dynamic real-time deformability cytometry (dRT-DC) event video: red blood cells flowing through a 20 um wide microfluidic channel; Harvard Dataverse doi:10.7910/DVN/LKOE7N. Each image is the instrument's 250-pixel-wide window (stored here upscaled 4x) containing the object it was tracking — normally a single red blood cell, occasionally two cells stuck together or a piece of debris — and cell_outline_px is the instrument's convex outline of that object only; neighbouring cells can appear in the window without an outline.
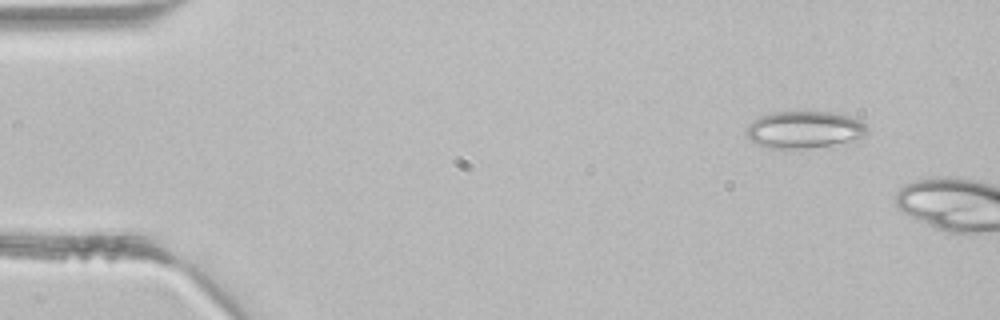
{"species": "common noctule bat (a hibernating species)", "species_latin": "Nyctalus noctula", "temperature_condition": "room temperature", "stored_images_in_passage": 2, "camera_frame_rate_fps": 3000, "um_per_image_px": 0.085, "animal": {"sex": "male", "body_mass_g": 21.5, "forearm_length_mm": 52.0}, "frame": {"image": 1, "passage_image": 1, "time_ms": 0.0, "image_size_px": [1000, 320], "cell_outline_px": [[868, 132], [864, 136], [852, 140], [832, 144], [808, 148], [768, 148], [756, 144], [744, 136], [744, 132], [748, 124], [752, 120], [760, 116], [776, 112], [832, 112], [848, 116], [860, 120], [868, 124]], "centroid_in_image_um": [68.32, 11.02], "position_along_channel_um": 16.7, "area_um2": 26.24}}